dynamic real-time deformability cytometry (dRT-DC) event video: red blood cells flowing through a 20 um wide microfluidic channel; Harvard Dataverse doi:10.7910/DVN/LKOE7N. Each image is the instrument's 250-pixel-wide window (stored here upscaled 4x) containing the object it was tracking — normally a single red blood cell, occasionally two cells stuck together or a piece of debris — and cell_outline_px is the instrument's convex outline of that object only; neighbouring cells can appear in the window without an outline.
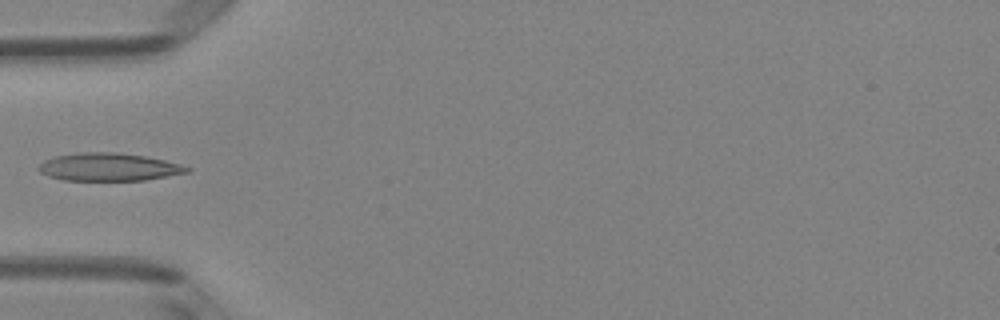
{"species": "Egyptian fruit bat (a non-hibernating species)", "species_latin": "Rousettus aegyptiacus", "temperature_condition": "room temperature", "stored_images_in_passage": 6, "camera_frame_rate_fps": 3000, "um_per_image_px": 0.085, "animal": {"sex": "female"}, "frame": {"image": 1, "passage_image": 5, "time_ms": 1.333, "image_size_px": [1000, 320], "cell_outline_px": [[192, 172], [144, 180], [64, 180], [48, 176], [40, 172], [36, 168], [44, 160], [56, 156], [80, 152], [116, 152], [144, 156], [164, 160], [180, 164], [192, 168]], "centroid_in_image_um": [9.26, 14.19], "position_along_channel_um": 75.7, "area_um2": 24.1}}
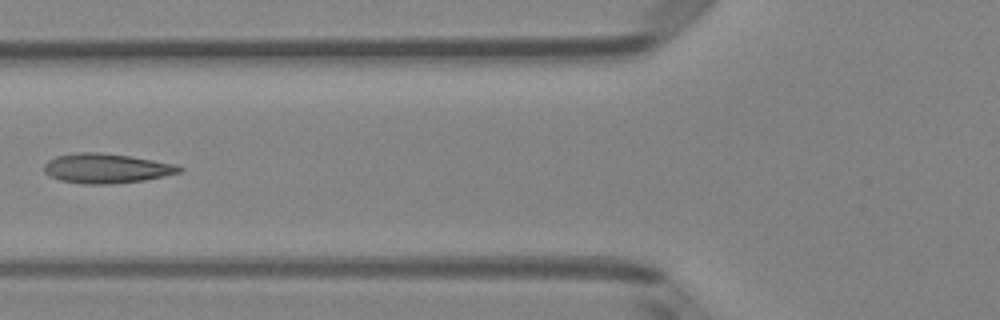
{"frame": {"image": 2, "passage_image": 6, "time_ms": 1.667, "image_size_px": [1000, 320], "cell_outline_px": [[184, 168], [180, 172], [164, 176], [144, 180], [112, 184], [84, 184], [60, 180], [44, 172], [44, 164], [48, 160], [56, 156], [76, 152], [100, 152], [132, 156], [172, 164]], "centroid_in_image_um": [9.01, 14.3], "position_along_channel_um": 116.8, "area_um2": 23.29}}